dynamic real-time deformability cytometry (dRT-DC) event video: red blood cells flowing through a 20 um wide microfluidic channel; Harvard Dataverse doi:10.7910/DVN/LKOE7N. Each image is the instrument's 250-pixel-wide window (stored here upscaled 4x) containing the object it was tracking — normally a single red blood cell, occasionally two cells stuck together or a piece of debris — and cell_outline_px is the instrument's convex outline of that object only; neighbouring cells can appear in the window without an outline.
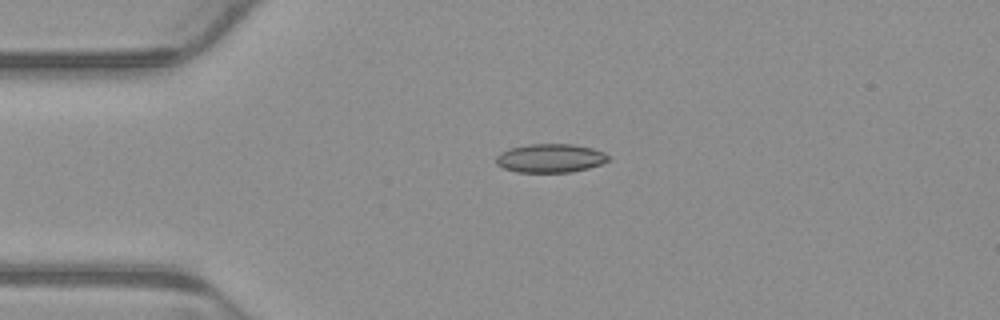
{"species": "common noctule bat (a hibernating species)", "species_latin": "Nyctalus noctula", "temperature_condition": "warm", "stored_images_in_passage": 4, "camera_frame_rate_fps": 3000, "um_per_image_px": 0.085, "animal": {"sex": "male", "body_mass_g": 23.1, "forearm_length_mm": 52.7}, "frame": {"image": 1, "passage_image": 3, "time_ms": 0.667, "image_size_px": [1000, 320], "cell_outline_px": [[608, 160], [600, 164], [588, 168], [572, 172], [516, 172], [504, 168], [496, 164], [496, 156], [500, 152], [508, 148], [528, 144], [572, 144], [592, 148], [604, 152], [608, 156]], "centroid_in_image_um": [46.74, 13.44], "position_along_channel_um": 38.3, "area_um2": 18.79}}